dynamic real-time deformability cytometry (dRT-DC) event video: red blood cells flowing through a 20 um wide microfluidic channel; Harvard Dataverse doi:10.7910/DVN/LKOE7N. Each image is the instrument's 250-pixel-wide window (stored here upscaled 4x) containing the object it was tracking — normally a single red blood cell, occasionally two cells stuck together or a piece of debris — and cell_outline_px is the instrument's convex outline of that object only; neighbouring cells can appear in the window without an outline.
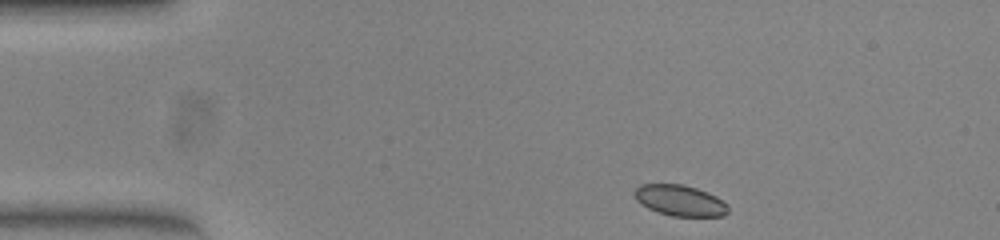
{"species": "common noctule bat (a hibernating species)", "species_latin": "Nyctalus noctula", "temperature_condition": "warm", "stored_images_in_passage": 45, "camera_frame_rate_fps": 3000, "um_per_image_px": 0.085, "animal": {"sex": "female", "body_mass_g": 23.0, "forearm_length_mm": 53.4}, "frame": {"image": 1, "passage_image": 1, "time_ms": 0.0, "image_size_px": [1000, 240], "cell_outline_px": [[724, 212], [720, 216], [676, 216], [660, 212], [644, 204], [636, 196], [636, 192], [644, 184], [676, 184], [692, 188], [704, 192], [720, 200], [724, 204]], "centroid_in_image_um": [57.78, 17.04], "position_along_channel_um": 27.2, "area_um2": 15.32}}
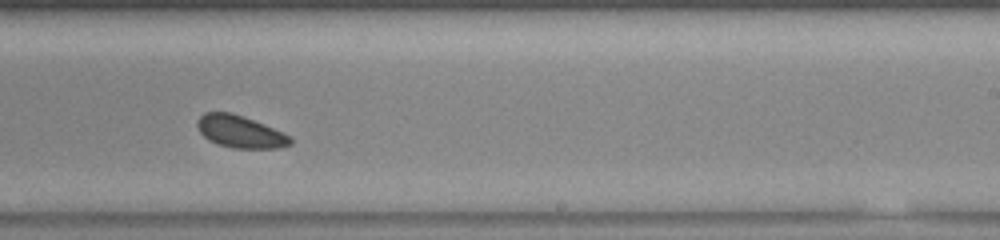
{"frame": {"image": 2, "passage_image": 25, "time_ms": 8.0, "image_size_px": [1000, 240], "cell_outline_px": [[292, 140], [288, 144], [268, 148], [240, 148], [224, 144], [212, 140], [200, 128], [200, 120], [208, 112], [224, 112], [240, 116], [280, 132], [288, 136]], "centroid_in_image_um": [20.46, 11.2], "position_along_channel_um": 268.5, "area_um2": 15.55}}
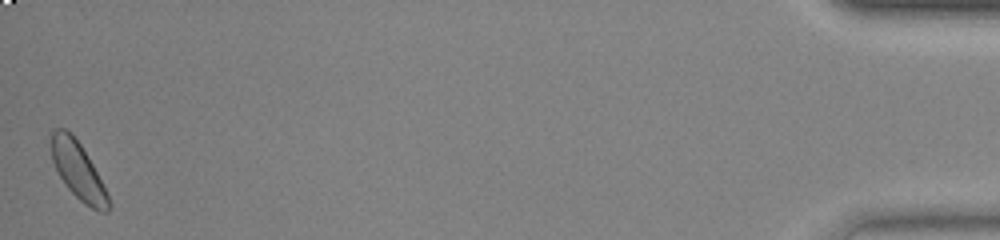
{"frame": {"image": 3, "passage_image": 45, "time_ms": 14.667, "image_size_px": [1000, 240], "cell_outline_px": [[108, 208], [92, 208], [76, 196], [72, 192], [60, 176], [56, 168], [52, 156], [52, 136], [64, 132], [68, 132], [80, 144], [96, 172], [108, 196]], "centroid_in_image_um": [6.63, 14.54], "position_along_channel_um": 428.6, "area_um2": 16.99}}